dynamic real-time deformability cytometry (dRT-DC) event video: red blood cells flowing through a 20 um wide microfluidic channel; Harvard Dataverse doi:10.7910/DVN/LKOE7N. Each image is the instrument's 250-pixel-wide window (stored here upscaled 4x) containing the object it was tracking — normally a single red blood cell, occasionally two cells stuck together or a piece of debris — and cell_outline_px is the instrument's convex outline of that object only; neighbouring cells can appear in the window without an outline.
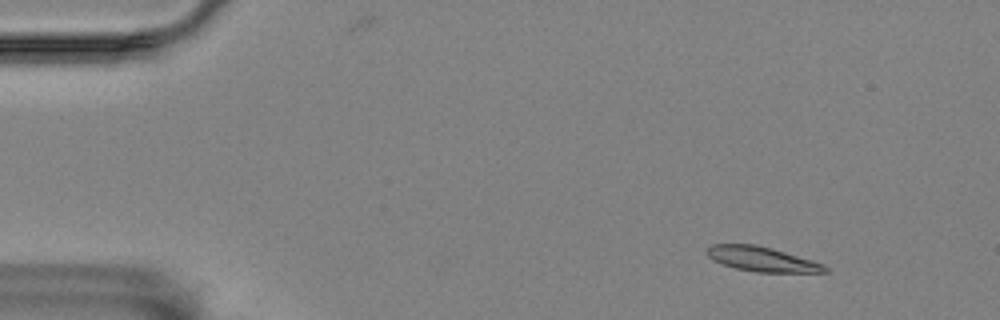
{"species": "Egyptian fruit bat (a non-hibernating species)", "species_latin": "Rousettus aegyptiacus", "temperature_condition": "room temperature", "stored_images_in_passage": 4, "camera_frame_rate_fps": 3000, "um_per_image_px": 0.085, "animal": {"sex": "female"}, "frame": {"image": 1, "passage_image": 1, "time_ms": 0.0, "image_size_px": [1000, 320], "cell_outline_px": [[828, 272], [756, 272], [736, 268], [712, 260], [704, 252], [712, 244], [756, 244], [772, 248], [812, 260], [824, 264], [828, 268]], "centroid_in_image_um": [64.75, 22.02], "position_along_channel_um": 20.2, "area_um2": 16.94}}